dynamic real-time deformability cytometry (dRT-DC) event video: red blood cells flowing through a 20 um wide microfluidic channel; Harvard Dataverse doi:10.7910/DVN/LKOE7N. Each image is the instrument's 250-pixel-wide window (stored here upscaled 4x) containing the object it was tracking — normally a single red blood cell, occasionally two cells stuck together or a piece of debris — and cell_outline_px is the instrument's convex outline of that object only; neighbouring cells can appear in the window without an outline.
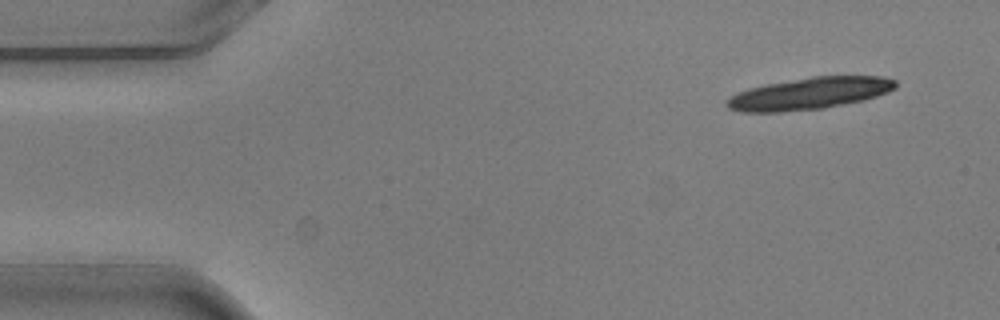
{"species": "common noctule bat (a hibernating species)", "species_latin": "Nyctalus noctula", "temperature_condition": "warm", "stored_images_in_passage": 3, "camera_frame_rate_fps": 3000, "um_per_image_px": 0.085, "animal": {"sex": "male", "body_mass_g": 20.5, "forearm_length_mm": 52.5}, "frame": {"image": 1, "passage_image": 1, "time_ms": 0.0, "image_size_px": [1000, 320], "cell_outline_px": [[896, 88], [888, 92], [864, 100], [820, 108], [780, 112], [744, 112], [728, 108], [724, 104], [724, 100], [736, 92], [748, 88], [764, 84], [812, 76], [884, 76], [896, 80]], "centroid_in_image_um": [68.76, 7.93], "position_along_channel_um": 16.2, "area_um2": 31.5}}